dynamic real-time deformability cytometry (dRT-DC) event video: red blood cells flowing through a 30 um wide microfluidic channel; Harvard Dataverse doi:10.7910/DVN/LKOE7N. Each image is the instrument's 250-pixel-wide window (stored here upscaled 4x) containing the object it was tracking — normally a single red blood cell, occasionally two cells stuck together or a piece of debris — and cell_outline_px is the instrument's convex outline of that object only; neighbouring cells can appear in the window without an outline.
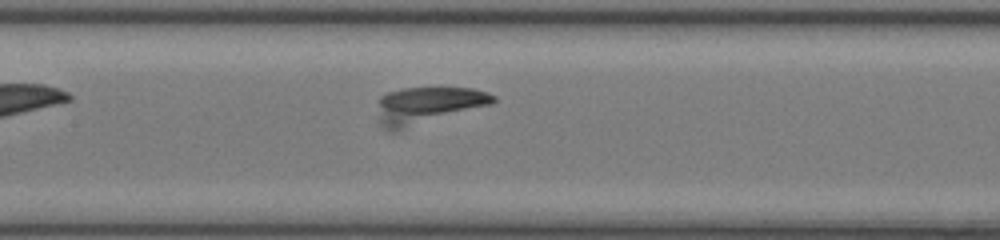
{"species": "common noctule bat (a hibernating species)", "species_latin": "Nyctalus noctula", "temperature_condition": "room temperature", "stored_images_in_passage": 44, "camera_frame_rate_fps": 3000, "um_per_image_px": 0.085, "animal": {"sex": "female", "body_mass_g": 17.0, "forearm_length_mm": 48.0}, "frame": {"image": 1, "passage_image": 17, "time_ms": 5.333, "image_size_px": [1000, 240], "cell_outline_px": [[496, 100], [492, 104], [400, 132], [388, 132], [380, 124], [380, 96], [388, 92], [404, 88], [472, 88], [488, 92], [496, 96]], "centroid_in_image_um": [36.38, 8.99], "position_along_channel_um": 171.0, "area_um2": 25.32}}
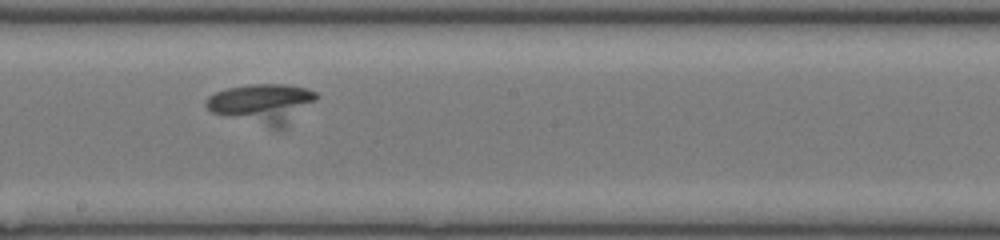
{"frame": {"image": 2, "passage_image": 21, "time_ms": 6.667, "image_size_px": [1000, 240], "cell_outline_px": [[320, 96], [316, 100], [284, 128], [268, 128], [212, 112], [204, 104], [204, 100], [208, 96], [216, 92], [228, 88], [248, 84], [288, 84], [304, 88], [316, 92]], "centroid_in_image_um": [22.29, 8.8], "position_along_channel_um": 225.9, "area_um2": 25.55}}